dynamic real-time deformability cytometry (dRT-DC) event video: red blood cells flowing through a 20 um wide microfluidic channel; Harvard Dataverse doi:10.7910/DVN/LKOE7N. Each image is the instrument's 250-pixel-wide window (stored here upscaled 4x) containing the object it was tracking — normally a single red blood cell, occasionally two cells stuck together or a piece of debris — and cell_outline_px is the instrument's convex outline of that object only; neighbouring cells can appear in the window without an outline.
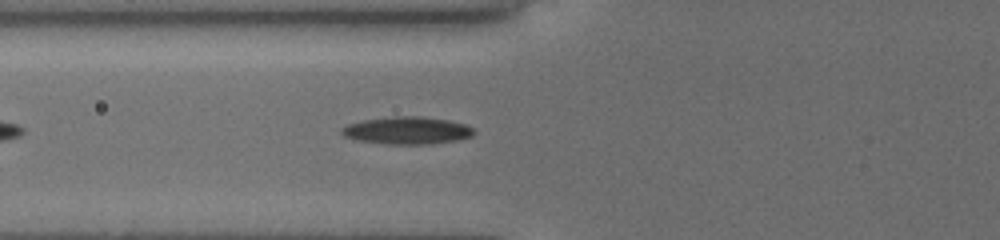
{"species": "common noctule bat (a hibernating species)", "species_latin": "Nyctalus noctula", "temperature_condition": "cold", "stored_images_in_passage": 36, "camera_frame_rate_fps": 3000, "um_per_image_px": 0.085, "animal": {"sex": "female", "body_mass_g": 19.5, "forearm_length_mm": 54.1}, "frame": {"image": 1, "passage_image": 6, "time_ms": 2.0, "image_size_px": [1000, 240], "cell_outline_px": [[476, 132], [472, 136], [456, 140], [432, 144], [388, 144], [356, 140], [344, 136], [340, 132], [340, 128], [348, 124], [364, 120], [396, 116], [416, 116], [448, 120], [464, 124], [472, 128]], "centroid_in_image_um": [34.59, 11.1], "position_along_channel_um": 91.2, "area_um2": 21.04}}
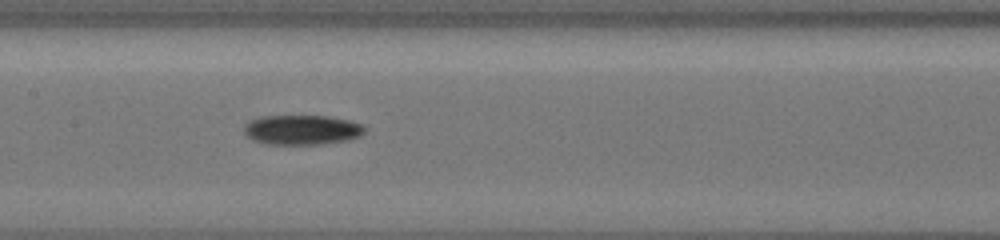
{"frame": {"image": 2, "passage_image": 13, "time_ms": 4.333, "image_size_px": [1000, 240], "cell_outline_px": [[364, 132], [360, 136], [344, 140], [320, 144], [264, 144], [252, 140], [244, 132], [244, 124], [248, 120], [264, 116], [328, 116], [348, 120], [360, 124], [364, 128]], "centroid_in_image_um": [25.6, 11.03], "position_along_channel_um": 181.8, "area_um2": 20.81}}
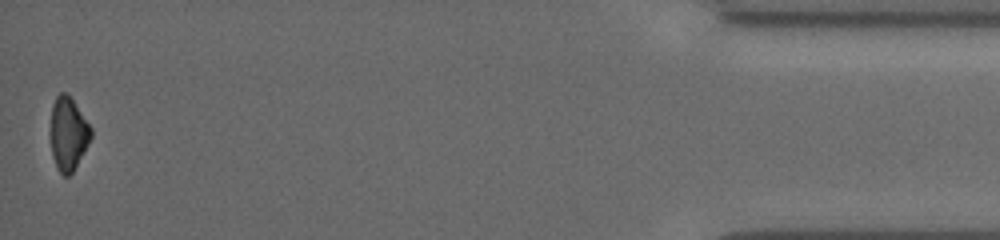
{"frame": {"image": 3, "passage_image": 36, "time_ms": 12.667, "image_size_px": [1000, 240], "cell_outline_px": [[92, 136], [88, 144], [72, 172], [68, 176], [64, 176], [56, 168], [52, 156], [52, 104], [56, 96], [60, 92], [68, 92], [92, 128]], "centroid_in_image_um": [5.81, 11.34], "position_along_channel_um": 429.4, "area_um2": 17.05}, "authors_computed_cell_mechanics": {"area_um2": 19.6809, "velocity_mm_per_s": 3.8516, "shape_relaxation_time_tau1_ms": 10.0447, "shape_relaxation_time_tau2_ms": null, "deformation_change_tau1": 0.1708, "deformation_change_tau2": null}}